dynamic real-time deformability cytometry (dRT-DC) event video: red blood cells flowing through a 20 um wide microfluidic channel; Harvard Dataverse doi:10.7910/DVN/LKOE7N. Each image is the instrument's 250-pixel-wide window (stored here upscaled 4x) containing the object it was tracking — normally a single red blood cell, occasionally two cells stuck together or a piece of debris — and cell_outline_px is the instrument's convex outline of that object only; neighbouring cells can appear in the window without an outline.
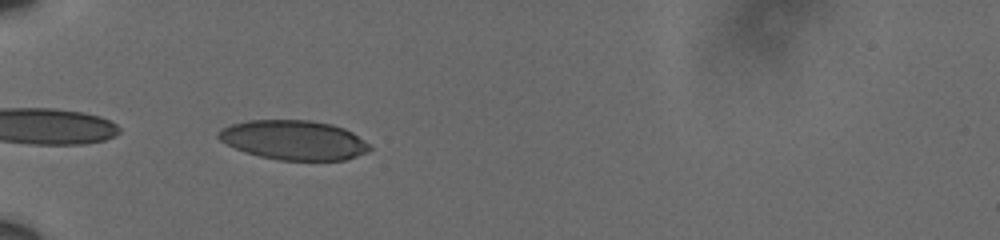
{"species": "human", "species_latin": "Homo sapiens", "temperature_condition": "cold", "stored_images_in_passage": 10, "camera_frame_rate_fps": 3000, "um_per_image_px": 0.085, "donor": {"sex": "male"}, "frame": {"image": 1, "passage_image": 2, "time_ms": 0.333, "image_size_px": [1000, 240], "cell_outline_px": [[372, 148], [368, 152], [344, 160], [280, 160], [260, 156], [244, 152], [220, 140], [216, 136], [216, 132], [220, 128], [232, 124], [248, 120], [308, 120], [332, 124], [344, 128], [352, 132], [364, 140]], "centroid_in_image_um": [24.96, 11.9], "position_along_channel_um": 60.0, "area_um2": 34.8}}
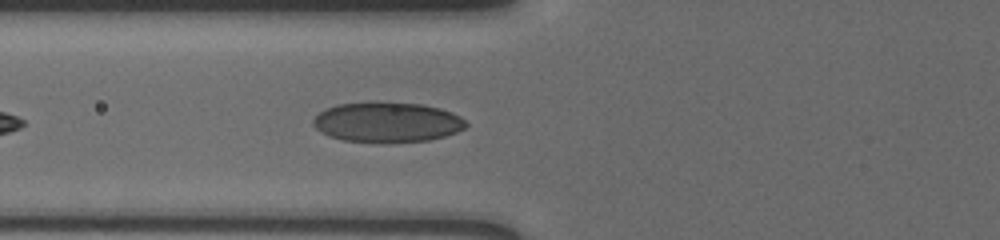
{"frame": {"image": 2, "passage_image": 6, "time_ms": 1.667, "image_size_px": [1000, 240], "cell_outline_px": [[468, 124], [464, 128], [456, 132], [444, 136], [428, 140], [388, 144], [344, 140], [328, 136], [320, 132], [312, 124], [312, 120], [320, 112], [336, 104], [420, 104], [440, 108], [452, 112], [460, 116]], "centroid_in_image_um": [32.91, 10.44], "position_along_channel_um": 92.9, "area_um2": 35.32}}